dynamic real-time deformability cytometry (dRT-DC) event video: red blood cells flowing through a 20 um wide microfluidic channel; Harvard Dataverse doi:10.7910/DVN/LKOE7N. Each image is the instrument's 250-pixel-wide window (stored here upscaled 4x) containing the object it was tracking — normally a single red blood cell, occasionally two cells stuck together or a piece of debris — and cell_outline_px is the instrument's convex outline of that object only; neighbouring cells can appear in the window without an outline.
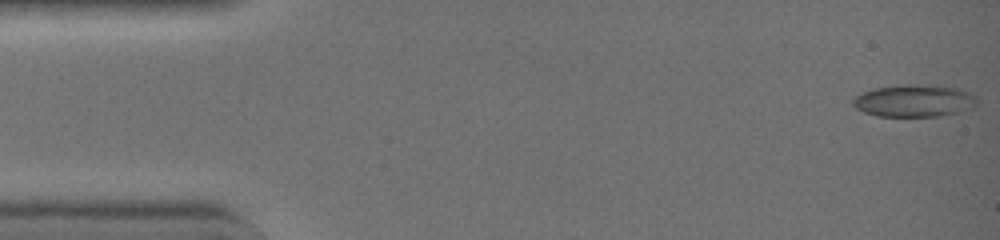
{"species": "common noctule bat (a hibernating species)", "species_latin": "Nyctalus noctula", "temperature_condition": "warm", "stored_images_in_passage": 1, "camera_frame_rate_fps": 3000, "um_per_image_px": 0.085, "animal": {"sex": "female", "body_mass_g": 19.0, "forearm_length_mm": 51.5}, "frame": {"image": 1, "passage_image": 1, "time_ms": 0.0, "image_size_px": [1000, 240], "cell_outline_px": [[976, 104], [972, 108], [940, 116], [876, 116], [864, 112], [856, 108], [852, 104], [852, 100], [856, 96], [864, 92], [876, 88], [908, 84], [948, 88], [964, 92], [972, 96], [976, 100]], "centroid_in_image_um": [77.6, 8.6], "position_along_channel_um": 7.4, "area_um2": 22.43}}